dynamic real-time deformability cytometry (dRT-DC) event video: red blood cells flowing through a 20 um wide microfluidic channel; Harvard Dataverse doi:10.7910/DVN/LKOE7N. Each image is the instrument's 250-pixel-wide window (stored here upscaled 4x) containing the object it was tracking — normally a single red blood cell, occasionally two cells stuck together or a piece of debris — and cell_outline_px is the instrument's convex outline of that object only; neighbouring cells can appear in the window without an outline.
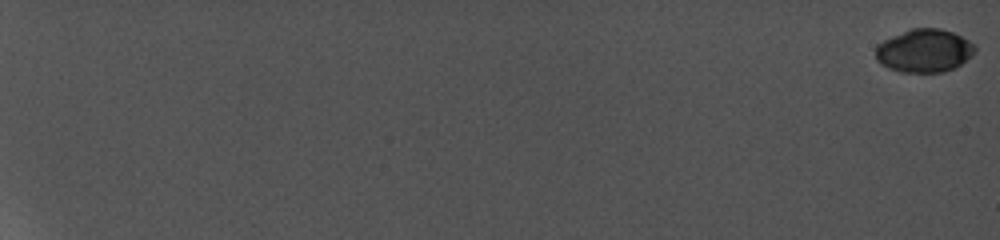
{"species": "common noctule bat (a hibernating species)", "species_latin": "Nyctalus noctula", "temperature_condition": "cold", "stored_images_in_passage": 12, "camera_frame_rate_fps": 5000, "um_per_image_px": 0.085, "animal": {"sex": "female", "body_mass_g": 19.0, "forearm_length_mm": 56.7}, "frame": {"image": 1, "passage_image": 1, "time_ms": 0.0, "image_size_px": [1000, 240], "cell_outline_px": [[976, 52], [972, 56], [960, 64], [944, 72], [900, 72], [888, 68], [880, 64], [876, 60], [876, 48], [884, 40], [892, 36], [912, 28], [940, 28], [952, 32], [968, 40], [976, 48]], "centroid_in_image_um": [78.56, 4.32], "position_along_channel_um": 6.4, "area_um2": 24.85}}
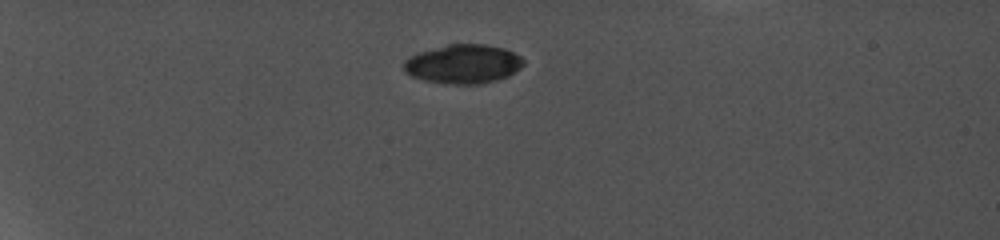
{"frame": {"image": 2, "passage_image": 9, "time_ms": 6.6, "image_size_px": [1000, 240], "cell_outline_px": [[524, 64], [520, 68], [508, 76], [496, 80], [480, 84], [444, 84], [424, 80], [412, 76], [404, 72], [404, 60], [408, 56], [420, 52], [448, 44], [488, 44], [504, 48], [520, 56], [524, 60]], "centroid_in_image_um": [39.36, 5.44], "position_along_channel_um": 45.6, "area_um2": 27.34}}
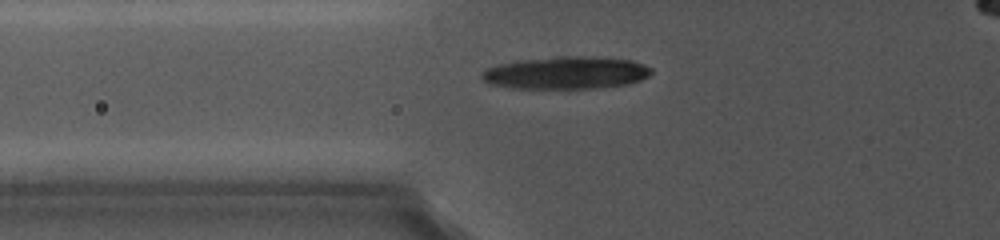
{"frame": {"image": 3, "passage_image": 12, "time_ms": 9.2, "image_size_px": [1000, 240], "cell_outline_px": [[652, 72], [648, 76], [640, 80], [628, 84], [596, 88], [516, 88], [496, 84], [484, 80], [480, 76], [484, 68], [496, 64], [516, 60], [556, 56], [596, 56], [632, 60], [644, 64], [652, 68]], "centroid_in_image_um": [48.14, 6.16], "position_along_channel_um": 77.7, "area_um2": 32.31}}